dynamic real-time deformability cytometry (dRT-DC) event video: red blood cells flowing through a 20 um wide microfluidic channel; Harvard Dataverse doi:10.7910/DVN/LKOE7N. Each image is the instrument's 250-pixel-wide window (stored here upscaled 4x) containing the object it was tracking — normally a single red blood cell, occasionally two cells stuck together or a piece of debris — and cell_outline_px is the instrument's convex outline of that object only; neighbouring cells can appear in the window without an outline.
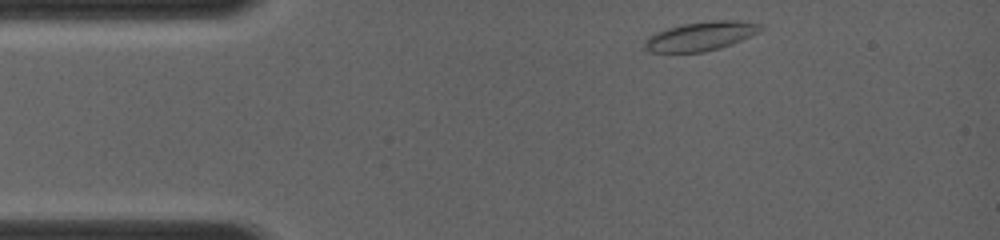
{"species": "common noctule bat (a hibernating species)", "species_latin": "Nyctalus noctula", "temperature_condition": "room temperature", "stored_images_in_passage": 19, "camera_frame_rate_fps": 4000, "um_per_image_px": 0.085, "animal": {"sex": "female", "body_mass_g": 19.0, "forearm_length_mm": 56.7}, "frame": {"image": 1, "passage_image": 1, "time_ms": 0.0, "image_size_px": [1000, 240], "cell_outline_px": [[764, 28], [760, 32], [752, 36], [732, 44], [720, 48], [704, 52], [648, 52], [644, 48], [644, 44], [648, 36], [656, 32], [668, 28], [684, 24], [712, 20], [736, 20], [760, 24]], "centroid_in_image_um": [59.58, 3.08], "position_along_channel_um": 25.4, "area_um2": 19.65}}
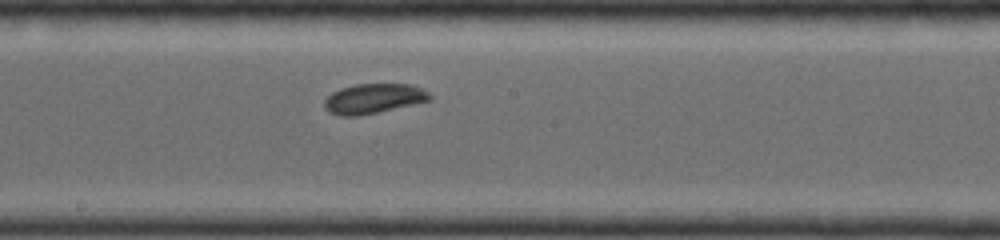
{"frame": {"image": 2, "passage_image": 12, "time_ms": 5.5, "image_size_px": [1000, 240], "cell_outline_px": [[432, 100], [360, 116], [340, 116], [328, 112], [324, 108], [324, 100], [332, 92], [340, 88], [356, 84], [412, 84], [428, 92], [432, 96]], "centroid_in_image_um": [31.73, 8.38], "position_along_channel_um": 216.5, "area_um2": 18.44}}
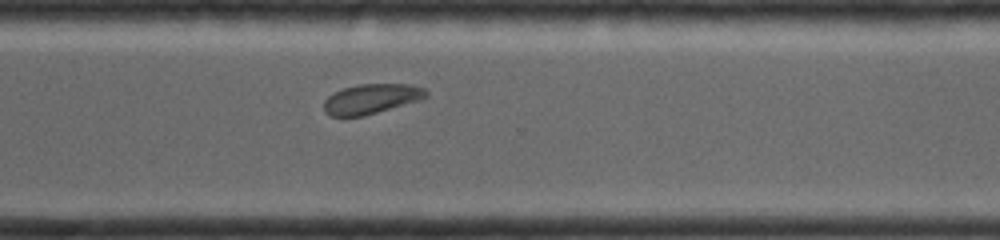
{"frame": {"image": 3, "passage_image": 19, "time_ms": 8.25, "image_size_px": [1000, 240], "cell_outline_px": [[428, 96], [424, 100], [360, 116], [332, 116], [324, 108], [324, 100], [328, 96], [344, 88], [360, 84], [412, 84], [424, 88], [428, 92]], "centroid_in_image_um": [31.65, 8.39], "position_along_channel_um": 339.0, "area_um2": 17.69}}